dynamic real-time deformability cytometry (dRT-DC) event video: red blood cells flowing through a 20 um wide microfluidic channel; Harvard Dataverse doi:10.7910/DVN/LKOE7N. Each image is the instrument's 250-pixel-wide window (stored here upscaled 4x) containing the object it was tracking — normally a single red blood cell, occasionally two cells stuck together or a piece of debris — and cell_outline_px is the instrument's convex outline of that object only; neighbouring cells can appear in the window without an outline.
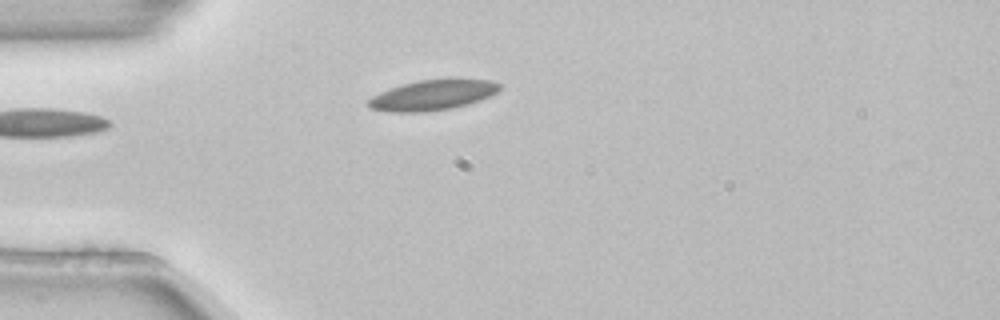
{"species": "common noctule bat (a hibernating species)", "species_latin": "Nyctalus noctula", "temperature_condition": "room temperature", "stored_images_in_passage": 3, "camera_frame_rate_fps": 3000, "um_per_image_px": 0.085, "animal": {"sex": "female", "body_mass_g": 22.7, "forearm_length_mm": 54.2}, "frame": {"image": 1, "passage_image": 3, "time_ms": 0.667, "image_size_px": [1000, 320], "cell_outline_px": [[500, 88], [496, 92], [480, 100], [468, 104], [452, 108], [424, 112], [388, 112], [372, 108], [368, 104], [368, 100], [372, 96], [380, 92], [404, 84], [420, 80], [448, 76], [452, 76], [492, 80], [500, 84]], "centroid_in_image_um": [36.84, 8.04], "position_along_channel_um": 48.2, "area_um2": 23.7}}